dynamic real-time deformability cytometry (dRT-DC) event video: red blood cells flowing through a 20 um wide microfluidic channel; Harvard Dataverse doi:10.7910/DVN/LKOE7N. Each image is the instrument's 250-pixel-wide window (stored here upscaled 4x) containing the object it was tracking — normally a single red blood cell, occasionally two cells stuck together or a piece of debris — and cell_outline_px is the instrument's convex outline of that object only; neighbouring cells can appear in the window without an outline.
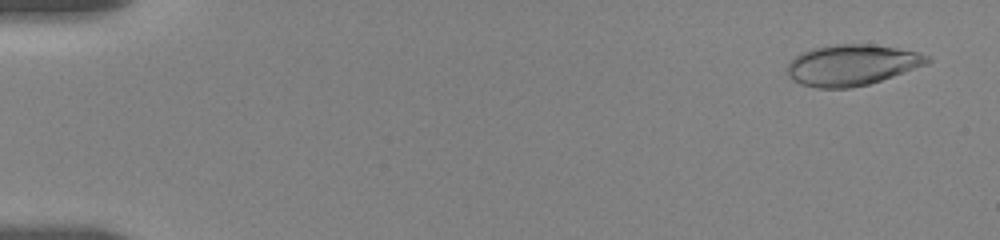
{"species": "human", "species_latin": "Homo sapiens", "temperature_condition": "room temperature", "stored_images_in_passage": 65, "camera_frame_rate_fps": 3000, "um_per_image_px": 0.085, "donor": {"sex": "female"}, "frame": {"image": 1, "passage_image": 5, "time_ms": 0.667, "image_size_px": [1000, 240], "cell_outline_px": [[932, 60], [928, 64], [868, 84], [848, 88], [816, 88], [800, 84], [792, 80], [788, 76], [788, 64], [796, 56], [812, 48], [836, 44], [872, 44], [920, 52], [928, 56]], "centroid_in_image_um": [72.41, 5.52], "position_along_channel_um": 12.6, "area_um2": 33.23}}
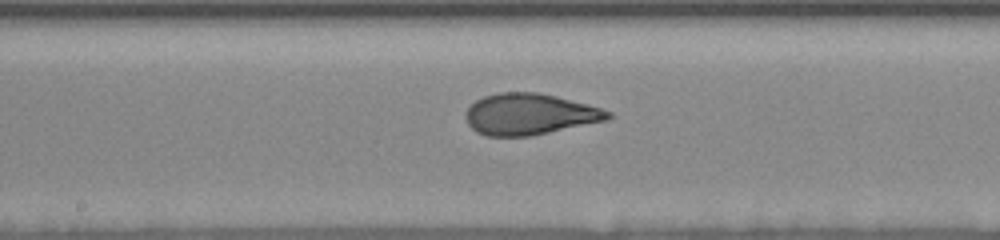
{"frame": {"image": 2, "passage_image": 40, "time_ms": 9.667, "image_size_px": [1000, 240], "cell_outline_px": [[612, 116], [608, 120], [532, 136], [488, 136], [476, 132], [468, 124], [464, 116], [468, 108], [476, 100], [484, 96], [500, 92], [540, 92], [588, 104], [612, 112]], "centroid_in_image_um": [45.02, 9.71], "position_along_channel_um": 203.2, "area_um2": 34.33}}
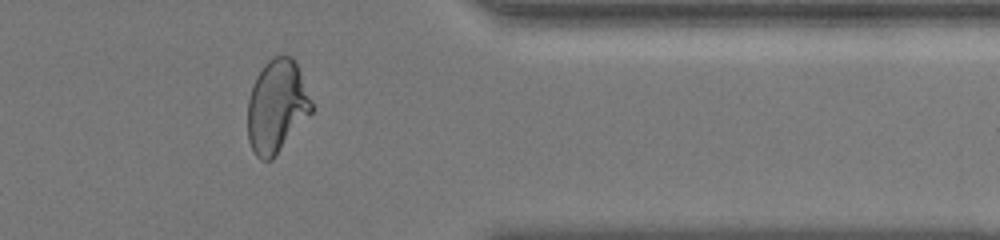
{"frame": {"image": 3, "passage_image": 59, "time_ms": 15.0, "image_size_px": [1000, 240], "cell_outline_px": [[312, 112], [272, 160], [260, 160], [256, 156], [248, 140], [248, 100], [256, 76], [264, 64], [272, 56], [292, 56], [300, 72], [312, 100]], "centroid_in_image_um": [23.52, 9.04], "position_along_channel_um": 387.9, "area_um2": 34.45}, "authors_computed_cell_mechanics": {"area_um2": 34.102, "velocity_mm_per_s": 3.6631, "shape_relaxation_time_tau1_ms": 5.7951, "shape_relaxation_time_tau2_ms": 0.9089, "deformation_change_tau1": 0.2127, "deformation_change_tau2": 0.0653}}